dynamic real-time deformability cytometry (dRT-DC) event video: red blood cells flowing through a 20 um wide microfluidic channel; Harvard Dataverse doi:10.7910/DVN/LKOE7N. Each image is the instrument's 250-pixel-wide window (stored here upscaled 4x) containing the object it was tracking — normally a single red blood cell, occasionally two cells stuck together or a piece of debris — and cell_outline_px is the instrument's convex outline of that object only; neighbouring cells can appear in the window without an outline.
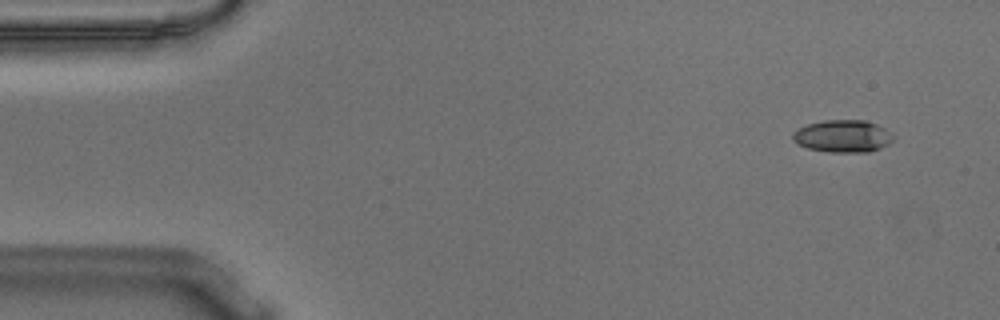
{"species": "Egyptian fruit bat (a non-hibernating species)", "species_latin": "Rousettus aegyptiacus", "temperature_condition": "warm", "stored_images_in_passage": 55, "camera_frame_rate_fps": 3000, "um_per_image_px": 0.085, "animal": {"sex": "male"}, "frame": {"image": 1, "passage_image": 4, "time_ms": 1.0, "image_size_px": [1000, 320], "cell_outline_px": [[892, 140], [888, 144], [880, 148], [868, 152], [828, 152], [808, 148], [796, 144], [792, 140], [792, 132], [808, 124], [824, 120], [864, 120], [876, 124], [884, 128], [892, 136]], "centroid_in_image_um": [71.59, 11.58], "position_along_channel_um": 13.4, "area_um2": 18.84}}
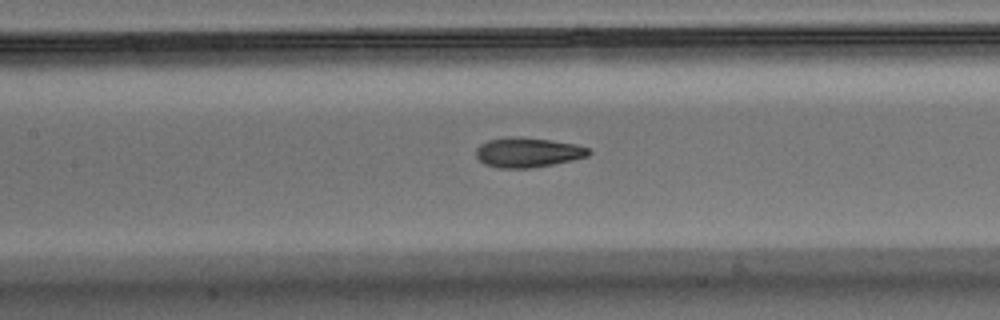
{"frame": {"image": 2, "passage_image": 25, "time_ms": 8.0, "image_size_px": [1000, 320], "cell_outline_px": [[592, 152], [588, 156], [572, 160], [532, 168], [496, 168], [484, 164], [476, 156], [476, 148], [480, 144], [488, 140], [512, 136], [520, 136], [576, 144], [588, 148]], "centroid_in_image_um": [44.84, 12.95], "position_along_channel_um": 162.6, "area_um2": 19.59}}
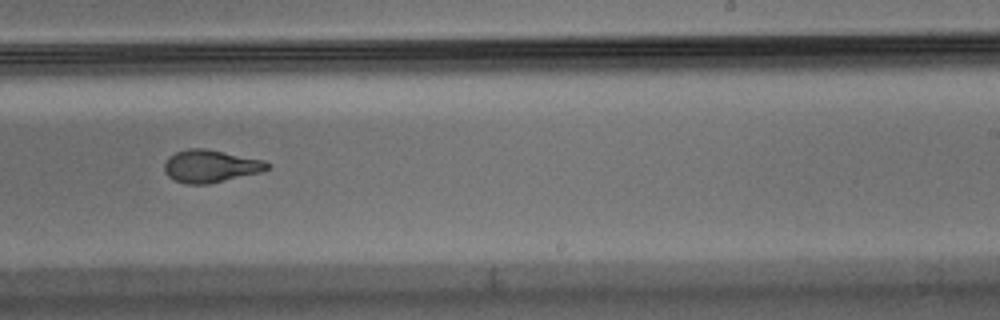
{"frame": {"image": 3, "passage_image": 34, "time_ms": 11.0, "image_size_px": [1000, 320], "cell_outline_px": [[272, 164], [268, 168], [260, 172], [208, 184], [184, 184], [168, 176], [164, 172], [164, 164], [168, 156], [176, 152], [188, 148], [204, 148], [264, 160]], "centroid_in_image_um": [17.87, 14.12], "position_along_channel_um": 271.1, "area_um2": 19.48}, "authors_computed_cell_mechanics": {"area_um2": 19.4786, "velocity_mm_per_s": 3.6326, "shape_relaxation_time_tau1_ms": 4.9165, "shape_relaxation_time_tau2_ms": 1.6218, "deformation_change_tau1": 0.1957, "deformation_change_tau2": 0.0851}}